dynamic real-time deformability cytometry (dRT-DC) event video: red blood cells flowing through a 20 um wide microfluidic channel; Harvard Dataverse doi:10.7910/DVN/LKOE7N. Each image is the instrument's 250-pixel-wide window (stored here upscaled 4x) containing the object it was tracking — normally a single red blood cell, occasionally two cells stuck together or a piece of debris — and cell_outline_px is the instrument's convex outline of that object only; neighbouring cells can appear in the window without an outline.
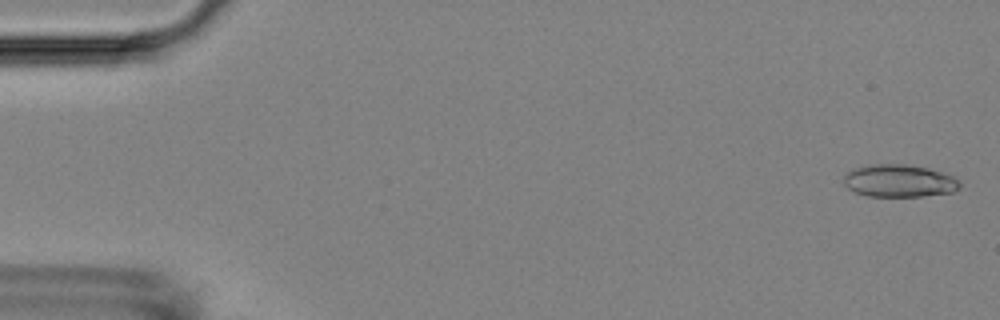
{"species": "Egyptian fruit bat (a non-hibernating species)", "species_latin": "Rousettus aegyptiacus", "temperature_condition": "room temperature", "stored_images_in_passage": 6, "camera_frame_rate_fps": 3000, "um_per_image_px": 0.085, "animal": {"sex": "female"}, "frame": {"image": 1, "passage_image": 2, "time_ms": 0.333, "image_size_px": [1000, 320], "cell_outline_px": [[960, 188], [952, 192], [924, 196], [868, 196], [856, 192], [848, 188], [844, 184], [844, 176], [852, 168], [868, 164], [904, 164], [928, 168], [944, 172], [960, 180]], "centroid_in_image_um": [76.44, 15.36], "position_along_channel_um": 8.6, "area_um2": 22.14}}